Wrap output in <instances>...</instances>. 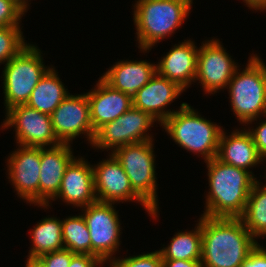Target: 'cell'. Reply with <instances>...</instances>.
I'll return each mask as SVG.
<instances>
[{"label":"cell","instance_id":"6da1fadb","mask_svg":"<svg viewBox=\"0 0 266 267\" xmlns=\"http://www.w3.org/2000/svg\"><path fill=\"white\" fill-rule=\"evenodd\" d=\"M201 267H241L258 242L240 218L201 216Z\"/></svg>","mask_w":266,"mask_h":267},{"label":"cell","instance_id":"7a4b0ae2","mask_svg":"<svg viewBox=\"0 0 266 267\" xmlns=\"http://www.w3.org/2000/svg\"><path fill=\"white\" fill-rule=\"evenodd\" d=\"M208 168L209 192L206 196L208 217L239 218L248 195L257 181L252 171L226 164L217 157L205 162Z\"/></svg>","mask_w":266,"mask_h":267},{"label":"cell","instance_id":"3957f363","mask_svg":"<svg viewBox=\"0 0 266 267\" xmlns=\"http://www.w3.org/2000/svg\"><path fill=\"white\" fill-rule=\"evenodd\" d=\"M193 0H138L134 5V25L138 48L151 50L185 21Z\"/></svg>","mask_w":266,"mask_h":267},{"label":"cell","instance_id":"277c9868","mask_svg":"<svg viewBox=\"0 0 266 267\" xmlns=\"http://www.w3.org/2000/svg\"><path fill=\"white\" fill-rule=\"evenodd\" d=\"M180 105L179 110L160 126L181 148L201 154L204 162L217 157L219 139L224 129L198 115L189 104L183 102Z\"/></svg>","mask_w":266,"mask_h":267},{"label":"cell","instance_id":"5b68a950","mask_svg":"<svg viewBox=\"0 0 266 267\" xmlns=\"http://www.w3.org/2000/svg\"><path fill=\"white\" fill-rule=\"evenodd\" d=\"M238 70L227 89L235 116L241 124L250 125L260 115L266 116V66L258 55H251L245 69Z\"/></svg>","mask_w":266,"mask_h":267},{"label":"cell","instance_id":"8992f818","mask_svg":"<svg viewBox=\"0 0 266 267\" xmlns=\"http://www.w3.org/2000/svg\"><path fill=\"white\" fill-rule=\"evenodd\" d=\"M41 53L37 46L28 43L4 65L2 78L6 111L26 104L35 86L50 69L43 64Z\"/></svg>","mask_w":266,"mask_h":267},{"label":"cell","instance_id":"52a82bcc","mask_svg":"<svg viewBox=\"0 0 266 267\" xmlns=\"http://www.w3.org/2000/svg\"><path fill=\"white\" fill-rule=\"evenodd\" d=\"M153 140L128 144L111 152L126 172L134 192L158 211Z\"/></svg>","mask_w":266,"mask_h":267},{"label":"cell","instance_id":"ba28073f","mask_svg":"<svg viewBox=\"0 0 266 267\" xmlns=\"http://www.w3.org/2000/svg\"><path fill=\"white\" fill-rule=\"evenodd\" d=\"M154 121L157 120L149 113L132 106L116 120L101 126L95 132L93 142L90 145L101 150L112 149L114 152L128 144L153 140L147 131L152 127Z\"/></svg>","mask_w":266,"mask_h":267},{"label":"cell","instance_id":"9c48e42d","mask_svg":"<svg viewBox=\"0 0 266 267\" xmlns=\"http://www.w3.org/2000/svg\"><path fill=\"white\" fill-rule=\"evenodd\" d=\"M114 203L95 202L82 208L83 218L89 229L92 255L104 263L113 259L120 245L121 224Z\"/></svg>","mask_w":266,"mask_h":267},{"label":"cell","instance_id":"30bf717a","mask_svg":"<svg viewBox=\"0 0 266 267\" xmlns=\"http://www.w3.org/2000/svg\"><path fill=\"white\" fill-rule=\"evenodd\" d=\"M5 116L2 128H15L18 145L45 148L61 144L53 131L51 115L22 104L7 110Z\"/></svg>","mask_w":266,"mask_h":267},{"label":"cell","instance_id":"8fae6325","mask_svg":"<svg viewBox=\"0 0 266 267\" xmlns=\"http://www.w3.org/2000/svg\"><path fill=\"white\" fill-rule=\"evenodd\" d=\"M109 159L93 167L94 188L97 201L114 203L137 201L156 219L158 211H153L133 190L129 178L115 156L109 153Z\"/></svg>","mask_w":266,"mask_h":267},{"label":"cell","instance_id":"7c38bea8","mask_svg":"<svg viewBox=\"0 0 266 267\" xmlns=\"http://www.w3.org/2000/svg\"><path fill=\"white\" fill-rule=\"evenodd\" d=\"M52 127L61 144H70L85 134L92 144L95 131L90 119V105L86 94L68 95L52 112Z\"/></svg>","mask_w":266,"mask_h":267},{"label":"cell","instance_id":"4fadbf2b","mask_svg":"<svg viewBox=\"0 0 266 267\" xmlns=\"http://www.w3.org/2000/svg\"><path fill=\"white\" fill-rule=\"evenodd\" d=\"M202 44L198 49L195 81L201 83L205 93L215 94L218 90L227 88L239 66L219 40L212 39Z\"/></svg>","mask_w":266,"mask_h":267},{"label":"cell","instance_id":"5bb4252c","mask_svg":"<svg viewBox=\"0 0 266 267\" xmlns=\"http://www.w3.org/2000/svg\"><path fill=\"white\" fill-rule=\"evenodd\" d=\"M8 157V179L14 190L28 203L39 205L41 147L19 145Z\"/></svg>","mask_w":266,"mask_h":267},{"label":"cell","instance_id":"9a60e30c","mask_svg":"<svg viewBox=\"0 0 266 267\" xmlns=\"http://www.w3.org/2000/svg\"><path fill=\"white\" fill-rule=\"evenodd\" d=\"M185 91L176 82L162 77L157 72L133 96V107L149 113L161 124L174 112L165 109Z\"/></svg>","mask_w":266,"mask_h":267},{"label":"cell","instance_id":"2e32d148","mask_svg":"<svg viewBox=\"0 0 266 267\" xmlns=\"http://www.w3.org/2000/svg\"><path fill=\"white\" fill-rule=\"evenodd\" d=\"M70 144L41 147L39 206L47 209L49 200L55 201L67 166L75 158Z\"/></svg>","mask_w":266,"mask_h":267},{"label":"cell","instance_id":"e0dca14e","mask_svg":"<svg viewBox=\"0 0 266 267\" xmlns=\"http://www.w3.org/2000/svg\"><path fill=\"white\" fill-rule=\"evenodd\" d=\"M55 198L80 208L97 202L92 165L82 157L74 158L65 170Z\"/></svg>","mask_w":266,"mask_h":267},{"label":"cell","instance_id":"ac0fdd59","mask_svg":"<svg viewBox=\"0 0 266 267\" xmlns=\"http://www.w3.org/2000/svg\"><path fill=\"white\" fill-rule=\"evenodd\" d=\"M90 119L96 132L101 126L116 120L133 106L132 96L112 88L102 78L94 90L87 92Z\"/></svg>","mask_w":266,"mask_h":267},{"label":"cell","instance_id":"d6986e66","mask_svg":"<svg viewBox=\"0 0 266 267\" xmlns=\"http://www.w3.org/2000/svg\"><path fill=\"white\" fill-rule=\"evenodd\" d=\"M175 45L156 64V70L159 75L176 82L185 90L191 82H195L198 47L190 39Z\"/></svg>","mask_w":266,"mask_h":267},{"label":"cell","instance_id":"ffe728a7","mask_svg":"<svg viewBox=\"0 0 266 267\" xmlns=\"http://www.w3.org/2000/svg\"><path fill=\"white\" fill-rule=\"evenodd\" d=\"M217 158L249 172V168L260 164L264 159L259 155L251 134L245 130H233L229 136L222 130L219 139Z\"/></svg>","mask_w":266,"mask_h":267},{"label":"cell","instance_id":"44dd1931","mask_svg":"<svg viewBox=\"0 0 266 267\" xmlns=\"http://www.w3.org/2000/svg\"><path fill=\"white\" fill-rule=\"evenodd\" d=\"M157 72L148 61H118L101 77L112 88L133 96Z\"/></svg>","mask_w":266,"mask_h":267},{"label":"cell","instance_id":"7402d4cb","mask_svg":"<svg viewBox=\"0 0 266 267\" xmlns=\"http://www.w3.org/2000/svg\"><path fill=\"white\" fill-rule=\"evenodd\" d=\"M69 94L57 72L51 67L35 86L26 105L51 115Z\"/></svg>","mask_w":266,"mask_h":267},{"label":"cell","instance_id":"603a6c76","mask_svg":"<svg viewBox=\"0 0 266 267\" xmlns=\"http://www.w3.org/2000/svg\"><path fill=\"white\" fill-rule=\"evenodd\" d=\"M31 231L32 248L29 250L30 258L64 249L62 239V220L57 217H45L33 227Z\"/></svg>","mask_w":266,"mask_h":267},{"label":"cell","instance_id":"cb8c5ba5","mask_svg":"<svg viewBox=\"0 0 266 267\" xmlns=\"http://www.w3.org/2000/svg\"><path fill=\"white\" fill-rule=\"evenodd\" d=\"M162 260H201L202 231L201 217L193 231L176 233L170 245L159 250Z\"/></svg>","mask_w":266,"mask_h":267},{"label":"cell","instance_id":"d4e9b609","mask_svg":"<svg viewBox=\"0 0 266 267\" xmlns=\"http://www.w3.org/2000/svg\"><path fill=\"white\" fill-rule=\"evenodd\" d=\"M239 218L255 239L266 236V184L261 186L258 180L253 184Z\"/></svg>","mask_w":266,"mask_h":267},{"label":"cell","instance_id":"484cf974","mask_svg":"<svg viewBox=\"0 0 266 267\" xmlns=\"http://www.w3.org/2000/svg\"><path fill=\"white\" fill-rule=\"evenodd\" d=\"M62 239L65 249L73 253L92 255L89 229L82 214L62 220Z\"/></svg>","mask_w":266,"mask_h":267},{"label":"cell","instance_id":"4316f807","mask_svg":"<svg viewBox=\"0 0 266 267\" xmlns=\"http://www.w3.org/2000/svg\"><path fill=\"white\" fill-rule=\"evenodd\" d=\"M20 26H0V64L8 63L27 43Z\"/></svg>","mask_w":266,"mask_h":267},{"label":"cell","instance_id":"83f0119b","mask_svg":"<svg viewBox=\"0 0 266 267\" xmlns=\"http://www.w3.org/2000/svg\"><path fill=\"white\" fill-rule=\"evenodd\" d=\"M110 267H162V256L159 250L142 253L123 259L116 257L109 260Z\"/></svg>","mask_w":266,"mask_h":267},{"label":"cell","instance_id":"f1b7e54d","mask_svg":"<svg viewBox=\"0 0 266 267\" xmlns=\"http://www.w3.org/2000/svg\"><path fill=\"white\" fill-rule=\"evenodd\" d=\"M24 13L14 0H0V26H20Z\"/></svg>","mask_w":266,"mask_h":267},{"label":"cell","instance_id":"f546056e","mask_svg":"<svg viewBox=\"0 0 266 267\" xmlns=\"http://www.w3.org/2000/svg\"><path fill=\"white\" fill-rule=\"evenodd\" d=\"M74 253L68 249H62L45 253L38 257L45 267H69Z\"/></svg>","mask_w":266,"mask_h":267},{"label":"cell","instance_id":"4dcf8cb0","mask_svg":"<svg viewBox=\"0 0 266 267\" xmlns=\"http://www.w3.org/2000/svg\"><path fill=\"white\" fill-rule=\"evenodd\" d=\"M255 129H248L259 155L266 160V120L259 123Z\"/></svg>","mask_w":266,"mask_h":267},{"label":"cell","instance_id":"1f68e13d","mask_svg":"<svg viewBox=\"0 0 266 267\" xmlns=\"http://www.w3.org/2000/svg\"><path fill=\"white\" fill-rule=\"evenodd\" d=\"M241 267H266V249L258 243Z\"/></svg>","mask_w":266,"mask_h":267},{"label":"cell","instance_id":"d6a6232c","mask_svg":"<svg viewBox=\"0 0 266 267\" xmlns=\"http://www.w3.org/2000/svg\"><path fill=\"white\" fill-rule=\"evenodd\" d=\"M104 264L100 258L94 255L74 253L69 267H97Z\"/></svg>","mask_w":266,"mask_h":267},{"label":"cell","instance_id":"836d02e7","mask_svg":"<svg viewBox=\"0 0 266 267\" xmlns=\"http://www.w3.org/2000/svg\"><path fill=\"white\" fill-rule=\"evenodd\" d=\"M201 260H162V267H201Z\"/></svg>","mask_w":266,"mask_h":267},{"label":"cell","instance_id":"e575fe53","mask_svg":"<svg viewBox=\"0 0 266 267\" xmlns=\"http://www.w3.org/2000/svg\"><path fill=\"white\" fill-rule=\"evenodd\" d=\"M247 7L257 10H266V0H243Z\"/></svg>","mask_w":266,"mask_h":267},{"label":"cell","instance_id":"d590c367","mask_svg":"<svg viewBox=\"0 0 266 267\" xmlns=\"http://www.w3.org/2000/svg\"><path fill=\"white\" fill-rule=\"evenodd\" d=\"M25 267H45L44 264L38 258L28 257Z\"/></svg>","mask_w":266,"mask_h":267},{"label":"cell","instance_id":"8d00e7d4","mask_svg":"<svg viewBox=\"0 0 266 267\" xmlns=\"http://www.w3.org/2000/svg\"><path fill=\"white\" fill-rule=\"evenodd\" d=\"M16 3H17V5L24 11V12H26L27 11V8H28V6H29V4H28V2L30 1H28V0H14ZM28 5V6H27Z\"/></svg>","mask_w":266,"mask_h":267}]
</instances>
